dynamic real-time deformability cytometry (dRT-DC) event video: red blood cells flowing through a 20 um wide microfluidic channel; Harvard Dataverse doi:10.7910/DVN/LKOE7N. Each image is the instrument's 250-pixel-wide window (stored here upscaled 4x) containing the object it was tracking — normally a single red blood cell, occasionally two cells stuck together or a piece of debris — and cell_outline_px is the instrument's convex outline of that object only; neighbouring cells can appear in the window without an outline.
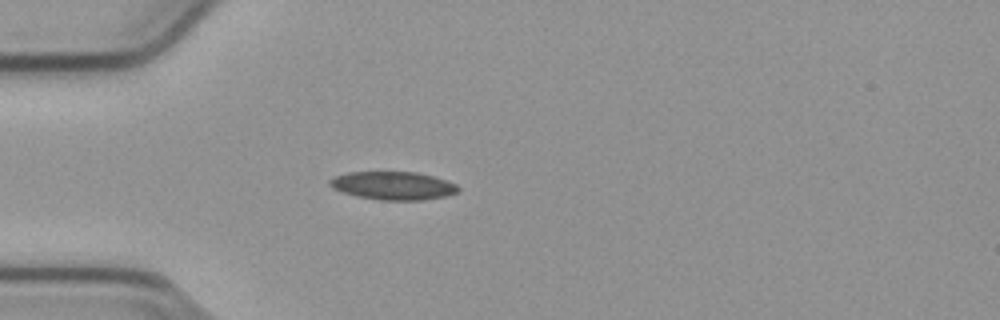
{"species": "common noctule bat (a hibernating species)", "species_latin": "Nyctalus noctula", "temperature_condition": "cold", "stored_images_in_passage": 40, "camera_frame_rate_fps": 3000, "um_per_image_px": 0.085, "animal": {"sex": "male", "body_mass_g": 23.1, "forearm_length_mm": 52.7}, "frame": {"image": 1, "passage_image": 1, "time_ms": 0.0, "image_size_px": [1000, 320], "cell_outline_px": [[460, 188], [456, 192], [444, 196], [424, 200], [380, 200], [356, 196], [332, 188], [328, 184], [328, 180], [336, 176], [348, 172], [416, 172], [432, 176], [456, 184]], "centroid_in_image_um": [33.38, 15.78], "position_along_channel_um": 51.6, "area_um2": 20.92}}
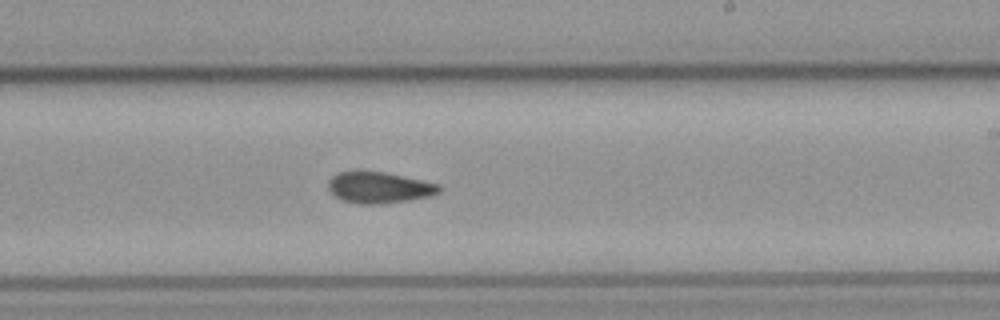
{"frame": {"image": 2, "passage_image": 18, "time_ms": 5.667, "image_size_px": [1000, 320], "cell_outline_px": [[440, 192], [432, 196], [408, 200], [380, 204], [360, 204], [344, 200], [336, 196], [328, 188], [328, 180], [336, 172], [384, 172], [440, 184]], "centroid_in_image_um": [32.24, 15.95], "position_along_channel_um": 256.8, "area_um2": 19.94}}
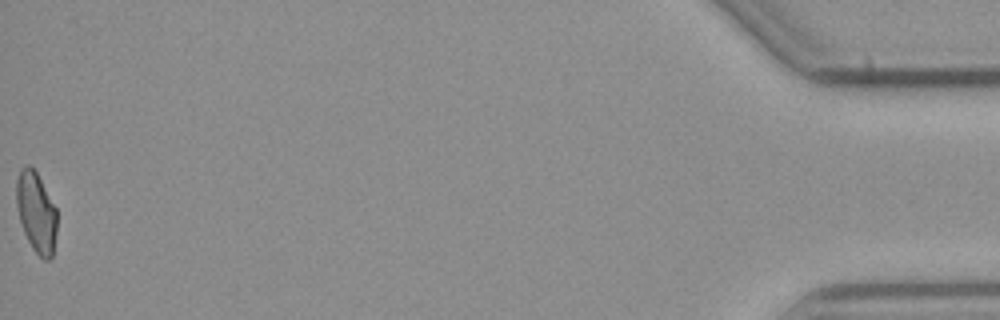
{"frame": {"image": 3, "passage_image": 40, "time_ms": 13.0, "image_size_px": [1000, 320], "cell_outline_px": [[56, 232], [52, 256], [48, 260], [44, 260], [32, 248], [24, 232], [20, 220], [16, 204], [16, 180], [20, 168], [28, 164], [36, 172], [56, 208]], "centroid_in_image_um": [3.06, 18.03], "position_along_channel_um": 432.1, "area_um2": 18.79}, "authors_computed_cell_mechanics": {"area_um2": 20.1433, "velocity_mm_per_s": 3.8126, "shape_relaxation_time_tau1_ms": null, "shape_relaxation_time_tau2_ms": 4.2672, "deformation_change_tau1": null, "deformation_change_tau2": 0.1044}}